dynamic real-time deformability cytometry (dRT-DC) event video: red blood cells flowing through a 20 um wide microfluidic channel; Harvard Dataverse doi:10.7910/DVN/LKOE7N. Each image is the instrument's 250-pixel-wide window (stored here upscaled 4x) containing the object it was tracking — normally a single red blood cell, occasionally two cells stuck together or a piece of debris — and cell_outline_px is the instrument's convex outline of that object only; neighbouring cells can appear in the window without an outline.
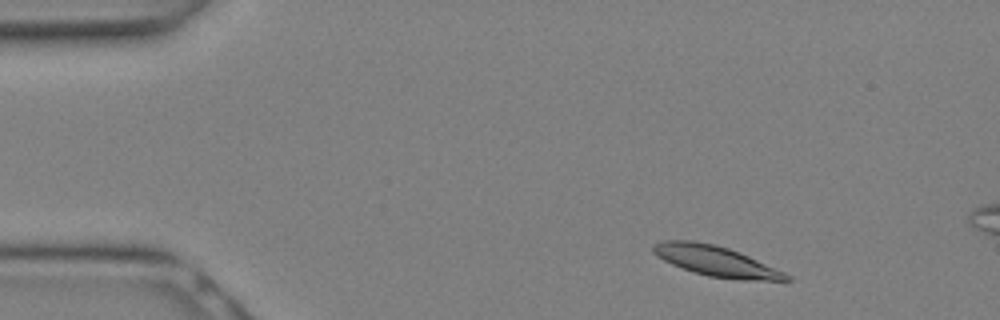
{"species": "Egyptian fruit bat (a non-hibernating species)", "species_latin": "Rousettus aegyptiacus", "temperature_condition": "warm", "stored_images_in_passage": 6, "camera_frame_rate_fps": 3000, "um_per_image_px": 0.085, "animal": {"sex": "female"}, "frame": {"image": 1, "passage_image": 2, "time_ms": 0.333, "image_size_px": [1000, 320], "cell_outline_px": [[792, 280], [744, 280], [708, 276], [692, 272], [672, 264], [664, 260], [652, 252], [652, 244], [660, 240], [696, 240], [716, 244], [740, 252], [784, 272], [792, 276]], "centroid_in_image_um": [60.82, 22.17], "position_along_channel_um": 24.2, "area_um2": 23.64}}